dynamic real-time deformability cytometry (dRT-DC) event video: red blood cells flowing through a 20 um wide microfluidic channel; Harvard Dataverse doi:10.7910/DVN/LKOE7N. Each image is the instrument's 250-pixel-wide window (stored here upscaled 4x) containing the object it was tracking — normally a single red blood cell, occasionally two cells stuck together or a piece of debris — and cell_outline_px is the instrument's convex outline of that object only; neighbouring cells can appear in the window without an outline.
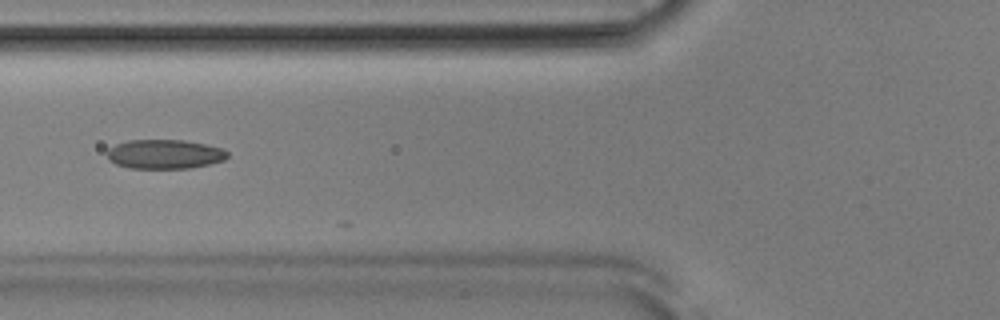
{"species": "Egyptian fruit bat (a non-hibernating species)", "species_latin": "Rousettus aegyptiacus", "temperature_condition": "room temperature", "stored_images_in_passage": 13, "camera_frame_rate_fps": 3000, "um_per_image_px": 0.085, "animal": {"sex": "male"}, "frame": {"image": 1, "passage_image": 12, "time_ms": 3.667, "image_size_px": [1000, 320], "cell_outline_px": [[228, 156], [224, 160], [208, 164], [188, 168], [128, 168], [116, 164], [108, 160], [108, 148], [116, 144], [128, 140], [184, 140], [224, 148], [228, 152]], "centroid_in_image_um": [13.99, 13.1], "position_along_channel_um": 111.8, "area_um2": 20.52}}